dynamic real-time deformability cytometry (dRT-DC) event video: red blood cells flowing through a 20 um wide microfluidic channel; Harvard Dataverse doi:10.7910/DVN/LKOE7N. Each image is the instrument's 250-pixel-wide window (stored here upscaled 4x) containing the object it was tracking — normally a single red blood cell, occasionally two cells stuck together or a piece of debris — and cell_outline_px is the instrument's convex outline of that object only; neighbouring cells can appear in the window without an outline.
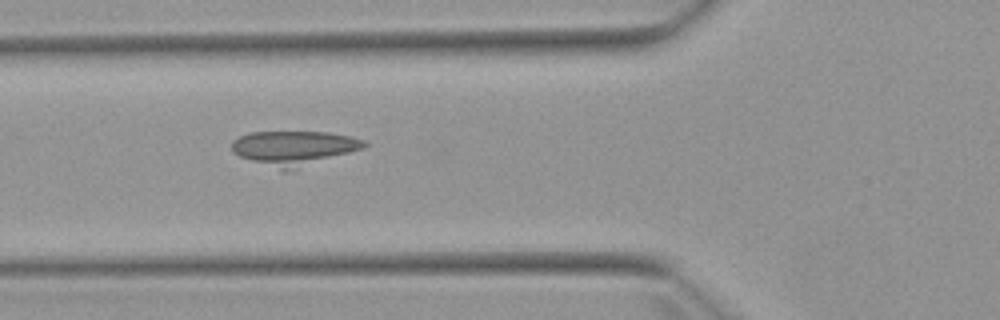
{"species": "Egyptian fruit bat (a non-hibernating species)", "species_latin": "Rousettus aegyptiacus", "temperature_condition": "warm", "stored_images_in_passage": 7, "camera_frame_rate_fps": 3000, "um_per_image_px": 0.085, "animal": {"sex": "female"}, "frame": {"image": 1, "passage_image": 6, "time_ms": 5.667, "image_size_px": [1000, 320], "cell_outline_px": [[368, 144], [364, 148], [284, 172], [240, 156], [232, 152], [232, 140], [248, 132], [328, 132], [352, 136], [364, 140]], "centroid_in_image_um": [24.98, 12.57], "position_along_channel_um": 100.8, "area_um2": 26.41}}
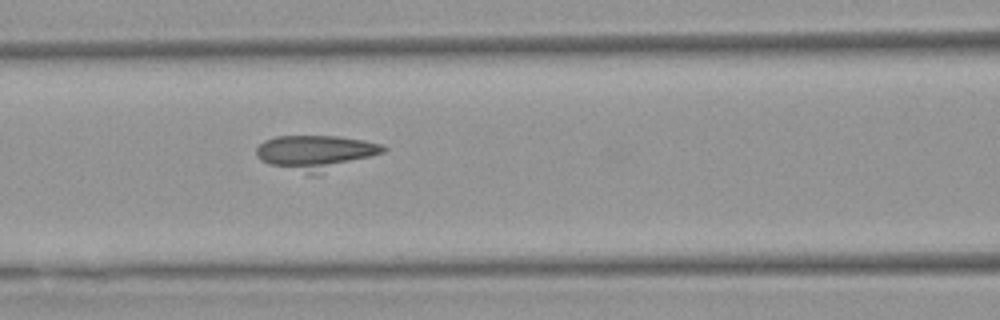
{"frame": {"image": 2, "passage_image": 7, "time_ms": 6.667, "image_size_px": [1000, 320], "cell_outline_px": [[388, 148], [384, 152], [312, 176], [308, 176], [268, 164], [260, 160], [256, 156], [256, 148], [264, 140], [276, 136], [340, 136], [364, 140], [384, 144]], "centroid_in_image_um": [26.81, 12.97], "position_along_channel_um": 139.8, "area_um2": 25.95}}